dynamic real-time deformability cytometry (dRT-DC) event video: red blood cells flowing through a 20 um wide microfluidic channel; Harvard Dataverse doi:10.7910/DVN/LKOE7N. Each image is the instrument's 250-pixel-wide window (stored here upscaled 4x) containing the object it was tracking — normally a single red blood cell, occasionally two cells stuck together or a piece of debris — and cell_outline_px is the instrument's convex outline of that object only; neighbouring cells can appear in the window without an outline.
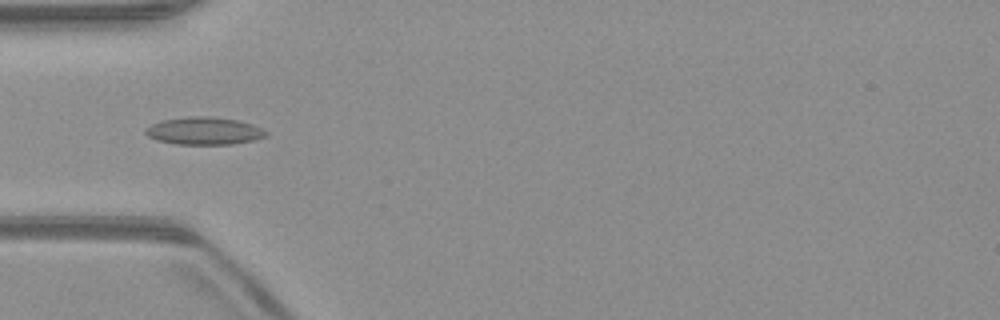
{"species": "common noctule bat (a hibernating species)", "species_latin": "Nyctalus noctula", "temperature_condition": "warm", "stored_images_in_passage": 48, "camera_frame_rate_fps": 3000, "um_per_image_px": 0.085, "animal": {"sex": "male", "body_mass_g": 23.1, "forearm_length_mm": 52.7}, "frame": {"image": 1, "passage_image": 13, "time_ms": 4.0, "image_size_px": [1000, 320], "cell_outline_px": [[268, 136], [256, 140], [232, 144], [176, 144], [156, 140], [148, 136], [144, 132], [144, 128], [160, 120], [188, 116], [212, 116], [236, 120], [252, 124], [268, 132]], "centroid_in_image_um": [17.34, 11.12], "position_along_channel_um": 67.7, "area_um2": 19.54}}
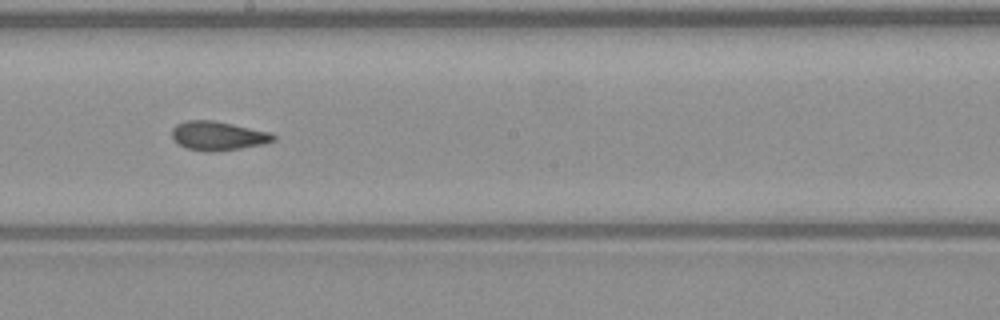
{"frame": {"image": 2, "passage_image": 25, "time_ms": 8.0, "image_size_px": [1000, 320], "cell_outline_px": [[276, 140], [264, 144], [216, 152], [208, 152], [188, 148], [180, 144], [172, 136], [172, 128], [176, 124], [184, 120], [212, 120], [272, 132], [276, 136]], "centroid_in_image_um": [18.56, 11.54], "position_along_channel_um": 229.6, "area_um2": 17.17}}
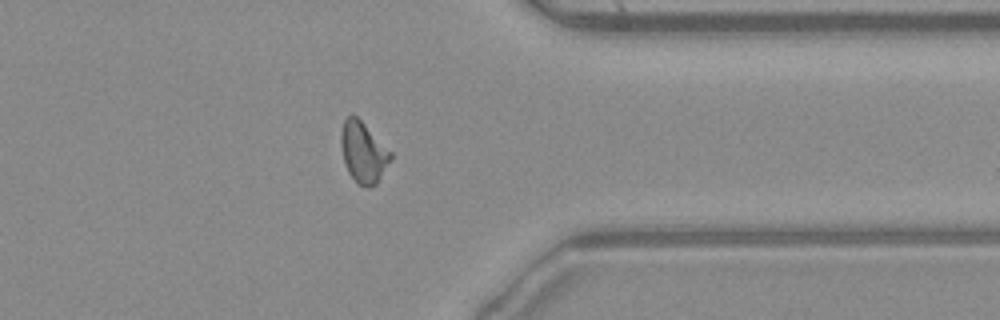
{"frame": {"image": 3, "passage_image": 37, "time_ms": 12.0, "image_size_px": [1000, 320], "cell_outline_px": [[392, 160], [376, 184], [368, 188], [356, 184], [348, 172], [344, 164], [340, 144], [340, 132], [344, 120], [352, 112], [392, 152]], "centroid_in_image_um": [30.86, 12.96], "position_along_channel_um": 380.5, "area_um2": 17.86}, "authors_computed_cell_mechanics": {"area_um2": 17.0799, "velocity_mm_per_s": 4.0285, "shape_relaxation_time_tau1_ms": null, "shape_relaxation_time_tau2_ms": 1.65, "deformation_change_tau1": null, "deformation_change_tau2": 0.0735}}